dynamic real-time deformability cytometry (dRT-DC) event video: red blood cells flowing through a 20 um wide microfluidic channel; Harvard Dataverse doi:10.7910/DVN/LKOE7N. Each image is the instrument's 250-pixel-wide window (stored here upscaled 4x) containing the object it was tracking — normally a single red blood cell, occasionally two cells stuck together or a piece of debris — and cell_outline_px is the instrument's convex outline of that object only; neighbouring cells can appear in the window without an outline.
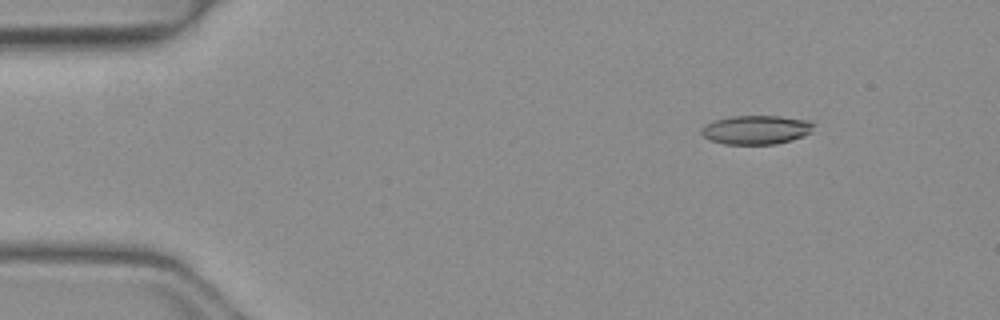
{"species": "common noctule bat (a hibernating species)", "species_latin": "Nyctalus noctula", "temperature_condition": "warm", "stored_images_in_passage": 50, "camera_frame_rate_fps": 3000, "um_per_image_px": 0.085, "animal": {"sex": "female", "body_mass_g": 19.3, "forearm_length_mm": 54.1}, "frame": {"image": 1, "passage_image": 7, "time_ms": 2.0, "image_size_px": [1000, 320], "cell_outline_px": [[816, 124], [812, 132], [804, 136], [792, 140], [776, 144], [724, 144], [708, 140], [700, 132], [700, 128], [704, 124], [712, 120], [732, 116], [780, 116], [812, 120]], "centroid_in_image_um": [64.29, 11.02], "position_along_channel_um": 20.7, "area_um2": 19.42}}
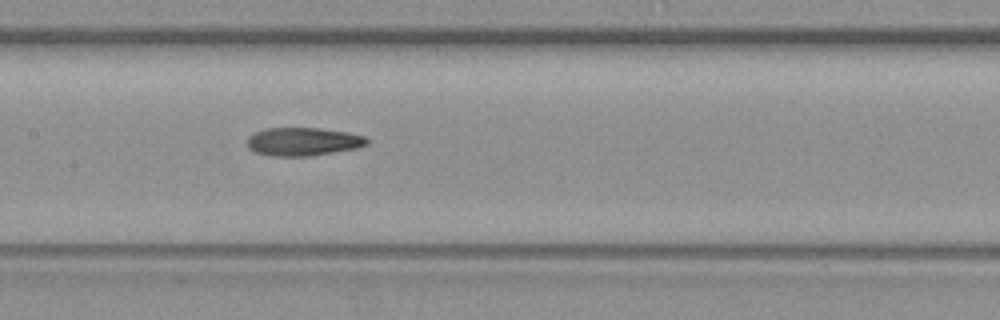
{"frame": {"image": 2, "passage_image": 25, "time_ms": 8.0, "image_size_px": [1000, 320], "cell_outline_px": [[368, 144], [356, 148], [308, 156], [272, 156], [256, 152], [248, 148], [248, 136], [264, 128], [320, 128], [348, 132], [364, 136], [368, 140]], "centroid_in_image_um": [25.75, 12.03], "position_along_channel_um": 181.6, "area_um2": 19.59}}
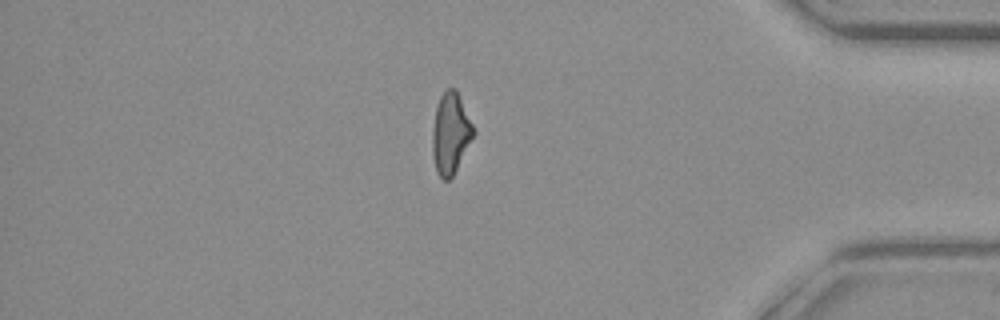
{"frame": {"image": 3, "passage_image": 43, "time_ms": 14.0, "image_size_px": [1000, 320], "cell_outline_px": [[472, 136], [452, 176], [448, 180], [444, 180], [436, 172], [432, 156], [432, 132], [436, 104], [440, 96], [448, 88], [456, 88], [472, 124]], "centroid_in_image_um": [38.24, 11.31], "position_along_channel_um": 397.0, "area_um2": 18.84}, "authors_computed_cell_mechanics": {"area_um2": 19.5942, "velocity_mm_per_s": 4.1577, "shape_relaxation_time_tau1_ms": null, "shape_relaxation_time_tau2_ms": 4.4478, "deformation_change_tau1": null, "deformation_change_tau2": 0.1579}}